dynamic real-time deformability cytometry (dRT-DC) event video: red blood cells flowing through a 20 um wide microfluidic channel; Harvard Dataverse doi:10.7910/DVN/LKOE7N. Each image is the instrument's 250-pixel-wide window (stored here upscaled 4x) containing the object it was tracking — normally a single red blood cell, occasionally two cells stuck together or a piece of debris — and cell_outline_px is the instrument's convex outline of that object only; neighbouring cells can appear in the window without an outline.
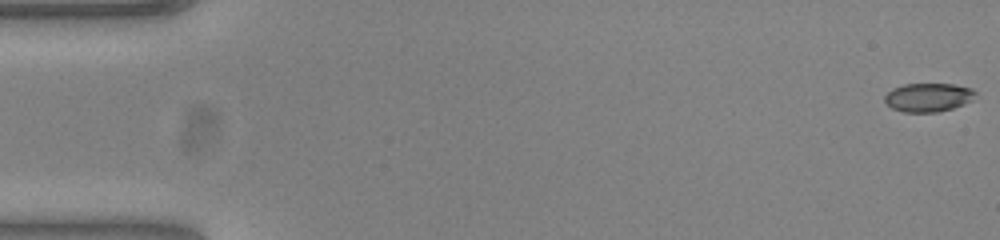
{"species": "common noctule bat (a hibernating species)", "species_latin": "Nyctalus noctula", "temperature_condition": "warm", "stored_images_in_passage": 54, "camera_frame_rate_fps": 3000, "um_per_image_px": 0.085, "animal": {"sex": "female", "body_mass_g": 23.0, "forearm_length_mm": 53.4}, "frame": {"image": 1, "passage_image": 1, "time_ms": 0.0, "image_size_px": [1000, 240], "cell_outline_px": [[976, 92], [972, 100], [964, 104], [940, 112], [904, 112], [892, 108], [884, 100], [884, 96], [892, 88], [904, 84], [952, 84], [972, 88]], "centroid_in_image_um": [78.9, 8.27], "position_along_channel_um": 6.1, "area_um2": 15.14}}
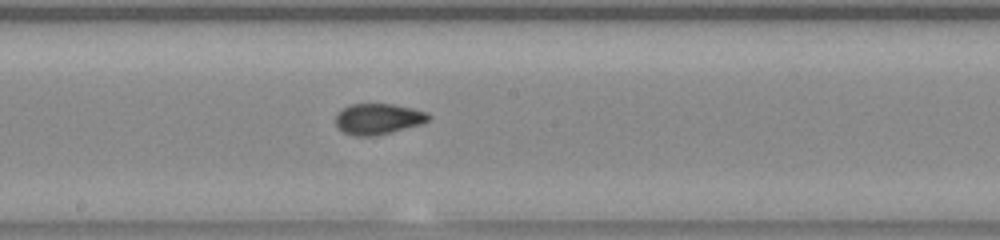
{"frame": {"image": 2, "passage_image": 29, "time_ms": 9.333, "image_size_px": [1000, 240], "cell_outline_px": [[432, 120], [424, 124], [392, 132], [372, 136], [356, 136], [344, 132], [336, 124], [336, 116], [348, 104], [392, 104], [412, 108], [428, 112], [432, 116]], "centroid_in_image_um": [32.23, 10.11], "position_along_channel_um": 216.0, "area_um2": 16.82}}
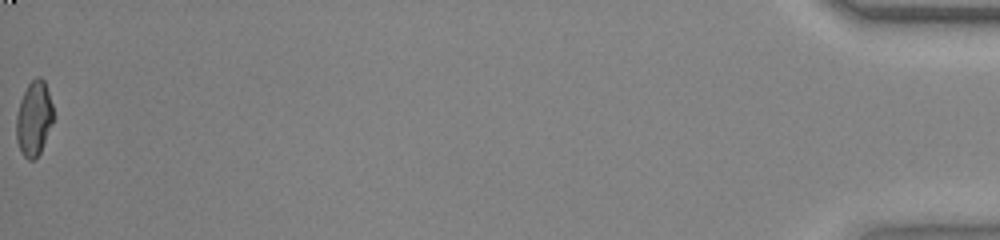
{"frame": {"image": 3, "passage_image": 54, "time_ms": 17.667, "image_size_px": [1000, 240], "cell_outline_px": [[56, 116], [40, 152], [36, 160], [28, 160], [20, 152], [16, 140], [16, 116], [20, 100], [28, 84], [36, 76], [40, 76], [44, 80]], "centroid_in_image_um": [2.9, 10.09], "position_along_channel_um": 432.3, "area_um2": 16.47}, "authors_computed_cell_mechanics": {"area_um2": 16.2996, "velocity_mm_per_s": 3.8627, "shape_relaxation_time_tau1_ms": null, "shape_relaxation_time_tau2_ms": 0.799, "deformation_change_tau1": null, "deformation_change_tau2": 0.0606}}